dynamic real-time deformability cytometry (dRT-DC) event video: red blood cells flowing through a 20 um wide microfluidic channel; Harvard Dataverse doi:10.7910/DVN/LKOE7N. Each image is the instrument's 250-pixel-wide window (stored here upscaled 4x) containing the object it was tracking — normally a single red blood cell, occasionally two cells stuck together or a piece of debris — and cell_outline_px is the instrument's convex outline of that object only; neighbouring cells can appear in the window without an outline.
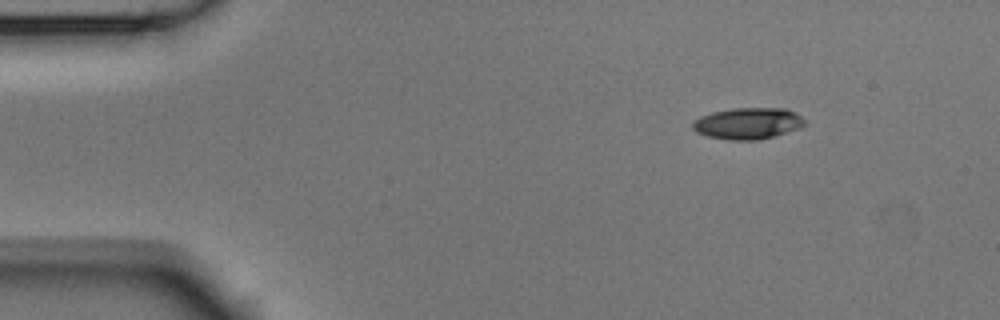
{"species": "Egyptian fruit bat (a non-hibernating species)", "species_latin": "Rousettus aegyptiacus", "temperature_condition": "room temperature", "stored_images_in_passage": 3, "camera_frame_rate_fps": 3000, "um_per_image_px": 0.085, "animal": {"sex": "male"}, "frame": {"image": 1, "passage_image": 1, "time_ms": 0.0, "image_size_px": [1000, 320], "cell_outline_px": [[808, 124], [800, 128], [760, 140], [728, 140], [708, 136], [696, 132], [692, 128], [692, 120], [700, 116], [712, 112], [732, 108], [784, 108], [796, 112]], "centroid_in_image_um": [63.56, 10.49], "position_along_channel_um": 21.4, "area_um2": 20.75}}
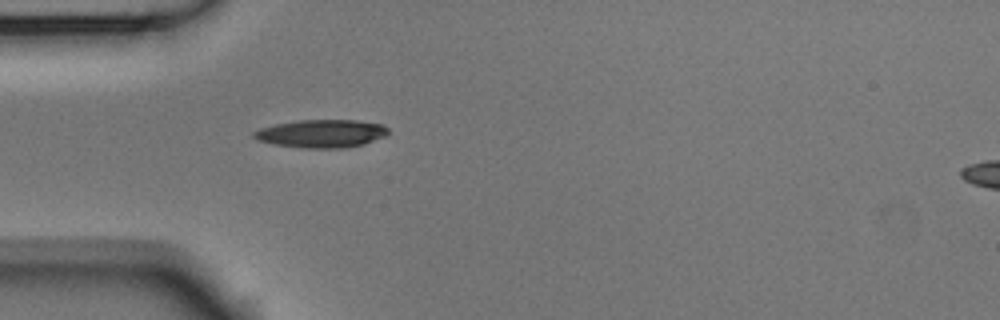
{"frame": {"image": 2, "passage_image": 3, "time_ms": 0.667, "image_size_px": [1000, 320], "cell_outline_px": [[388, 132], [384, 136], [364, 144], [344, 148], [304, 148], [276, 144], [256, 140], [252, 136], [252, 132], [260, 128], [276, 124], [296, 120], [356, 120], [384, 124], [388, 128]], "centroid_in_image_um": [27.32, 11.35], "position_along_channel_um": 57.7, "area_um2": 21.96}}